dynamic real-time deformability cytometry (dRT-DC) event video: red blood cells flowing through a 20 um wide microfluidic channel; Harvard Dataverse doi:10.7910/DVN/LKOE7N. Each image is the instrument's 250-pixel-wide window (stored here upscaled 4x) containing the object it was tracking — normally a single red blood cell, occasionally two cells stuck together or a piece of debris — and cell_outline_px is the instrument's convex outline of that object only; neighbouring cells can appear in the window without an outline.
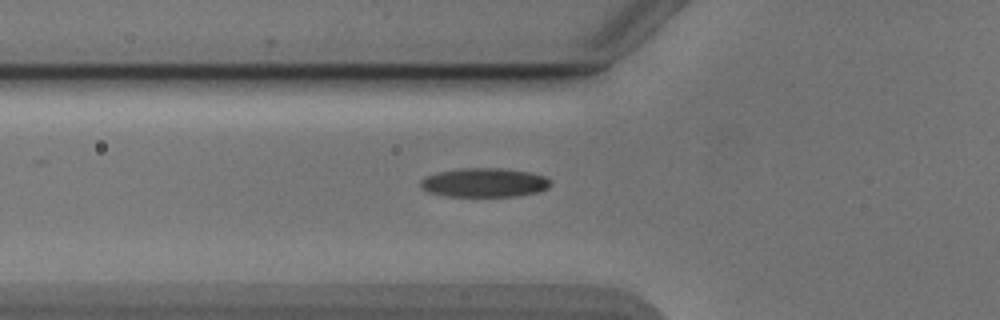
{"species": "Egyptian fruit bat (a non-hibernating species)", "species_latin": "Rousettus aegyptiacus", "temperature_condition": "cold", "stored_images_in_passage": 41, "camera_frame_rate_fps": 3000, "um_per_image_px": 0.085, "animal": {"sex": "male"}, "frame": {"image": 1, "passage_image": 7, "time_ms": 2.0, "image_size_px": [1000, 320], "cell_outline_px": [[552, 184], [548, 188], [536, 192], [516, 196], [448, 196], [428, 192], [420, 188], [420, 180], [424, 176], [440, 172], [460, 168], [500, 168], [528, 172], [544, 176], [552, 180]], "centroid_in_image_um": [41.15, 15.52], "position_along_channel_um": 84.6, "area_um2": 22.02}}
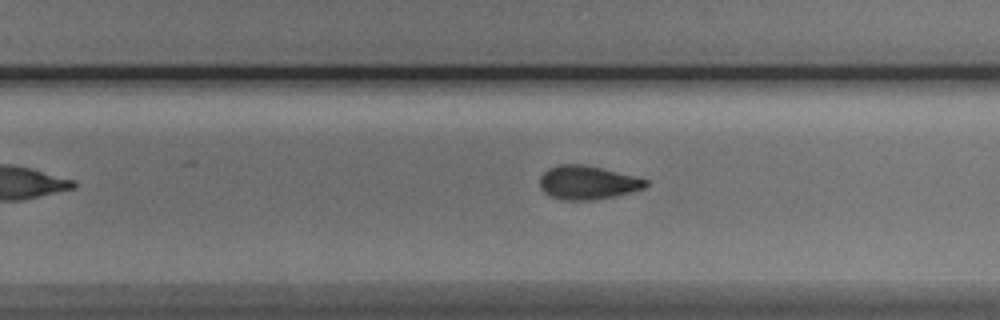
{"frame": {"image": 2, "passage_image": 22, "time_ms": 7.0, "image_size_px": [1000, 320], "cell_outline_px": [[648, 184], [644, 188], [632, 192], [616, 196], [596, 200], [560, 200], [548, 196], [540, 188], [540, 176], [548, 168], [560, 164], [580, 164], [600, 168], [648, 180]], "centroid_in_image_um": [49.9, 15.54], "position_along_channel_um": 279.9, "area_um2": 20.81}}
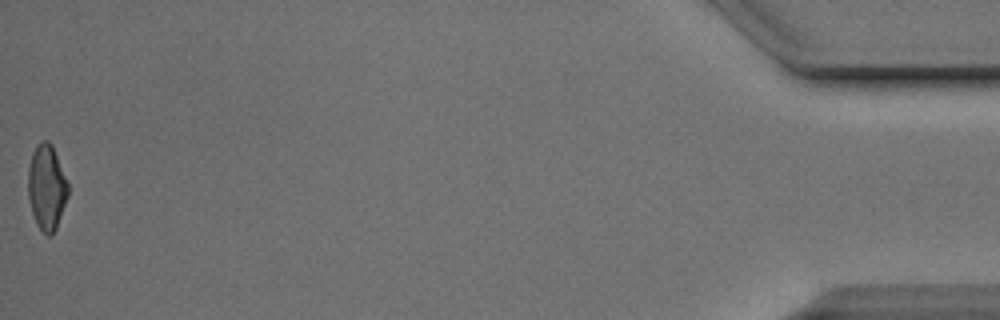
{"frame": {"image": 3, "passage_image": 41, "time_ms": 13.333, "image_size_px": [1000, 320], "cell_outline_px": [[68, 196], [56, 228], [52, 236], [48, 236], [36, 224], [32, 212], [28, 196], [28, 168], [32, 152], [40, 140], [48, 140], [52, 144], [68, 184]], "centroid_in_image_um": [3.96, 15.91], "position_along_channel_um": 431.2, "area_um2": 19.83}, "authors_computed_cell_mechanics": {"area_um2": 21.2126, "velocity_mm_per_s": 3.8978, "shape_relaxation_time_tau1_ms": 2.8739, "shape_relaxation_time_tau2_ms": 4.3586, "deformation_change_tau1": 0.1295, "deformation_change_tau2": 0.1004}}